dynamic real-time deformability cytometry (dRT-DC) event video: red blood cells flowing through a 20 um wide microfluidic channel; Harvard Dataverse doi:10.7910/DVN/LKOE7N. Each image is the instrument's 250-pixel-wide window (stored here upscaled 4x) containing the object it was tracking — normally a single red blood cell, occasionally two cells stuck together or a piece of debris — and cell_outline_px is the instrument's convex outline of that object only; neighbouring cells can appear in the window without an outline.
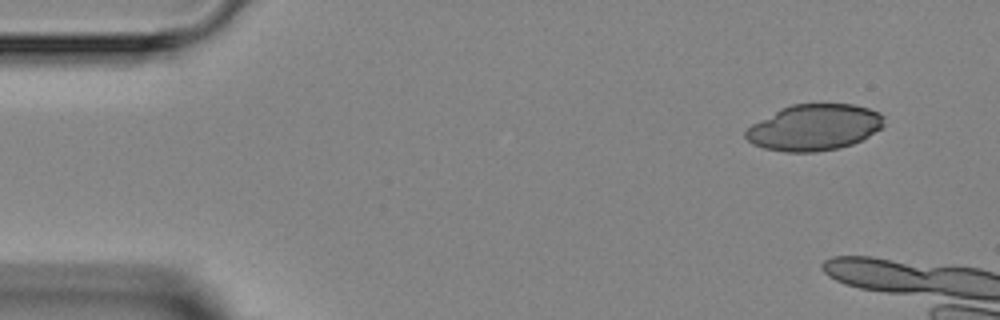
{"species": "Egyptian fruit bat (a non-hibernating species)", "species_latin": "Rousettus aegyptiacus", "temperature_condition": "room temperature", "stored_images_in_passage": 3, "camera_frame_rate_fps": 3000, "um_per_image_px": 0.085, "animal": {"sex": "female"}, "frame": {"image": 1, "passage_image": 1, "time_ms": 0.0, "image_size_px": [1000, 320], "cell_outline_px": [[884, 124], [880, 128], [868, 136], [852, 144], [840, 148], [816, 152], [784, 152], [764, 148], [752, 144], [744, 136], [744, 132], [752, 124], [780, 108], [792, 104], [852, 104], [868, 108], [880, 112], [884, 116]], "centroid_in_image_um": [69.2, 10.83], "position_along_channel_um": 15.8, "area_um2": 37.28}}